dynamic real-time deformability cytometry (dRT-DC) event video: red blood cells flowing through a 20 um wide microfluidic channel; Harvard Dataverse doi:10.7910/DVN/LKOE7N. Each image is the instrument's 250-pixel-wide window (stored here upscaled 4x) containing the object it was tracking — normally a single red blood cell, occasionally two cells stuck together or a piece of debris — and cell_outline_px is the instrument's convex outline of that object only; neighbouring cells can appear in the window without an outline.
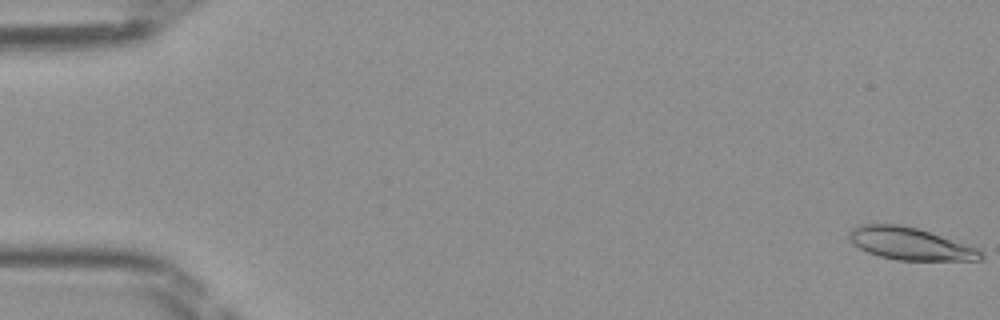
{"species": "Egyptian fruit bat (a non-hibernating species)", "species_latin": "Rousettus aegyptiacus", "temperature_condition": "room temperature", "stored_images_in_passage": 48, "camera_frame_rate_fps": 3000, "um_per_image_px": 0.085, "frame": {"image": 1, "passage_image": 1, "time_ms": 0.0, "image_size_px": [1000, 320], "cell_outline_px": [[984, 256], [980, 260], [896, 260], [880, 256], [868, 252], [852, 244], [848, 236], [848, 232], [852, 228], [860, 224], [900, 224], [916, 228], [968, 244], [984, 252]], "centroid_in_image_um": [77.35, 20.71], "position_along_channel_um": 7.6, "area_um2": 24.8}}
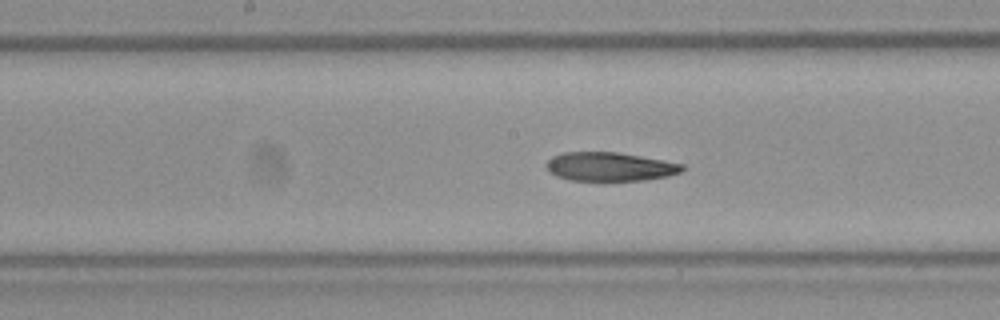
{"frame": {"image": 2, "passage_image": 25, "time_ms": 8.0, "image_size_px": [1000, 320], "cell_outline_px": [[684, 168], [680, 172], [668, 176], [644, 180], [604, 184], [572, 180], [556, 176], [548, 172], [544, 164], [552, 156], [564, 152], [616, 152], [664, 160], [684, 164]], "centroid_in_image_um": [51.79, 14.21], "position_along_channel_um": 196.4, "area_um2": 23.81}}
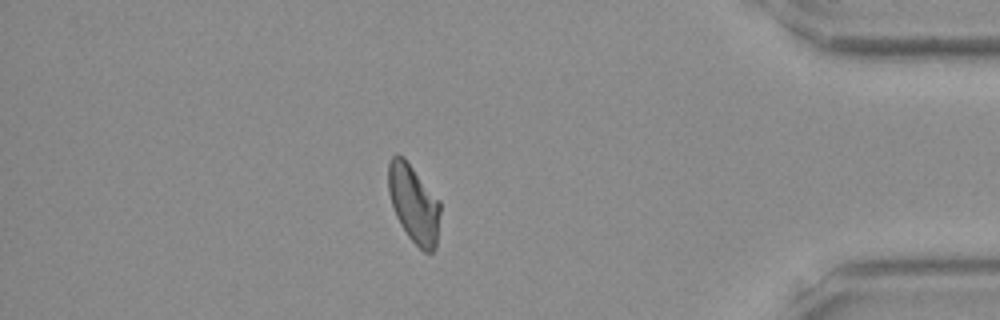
{"frame": {"image": 3, "passage_image": 42, "time_ms": 13.667, "image_size_px": [1000, 320], "cell_outline_px": [[440, 212], [436, 248], [432, 252], [424, 252], [408, 236], [400, 224], [396, 216], [388, 192], [388, 164], [392, 156], [396, 152], [404, 156], [440, 200]], "centroid_in_image_um": [35.17, 17.28], "position_along_channel_um": 400.0, "area_um2": 23.81}}